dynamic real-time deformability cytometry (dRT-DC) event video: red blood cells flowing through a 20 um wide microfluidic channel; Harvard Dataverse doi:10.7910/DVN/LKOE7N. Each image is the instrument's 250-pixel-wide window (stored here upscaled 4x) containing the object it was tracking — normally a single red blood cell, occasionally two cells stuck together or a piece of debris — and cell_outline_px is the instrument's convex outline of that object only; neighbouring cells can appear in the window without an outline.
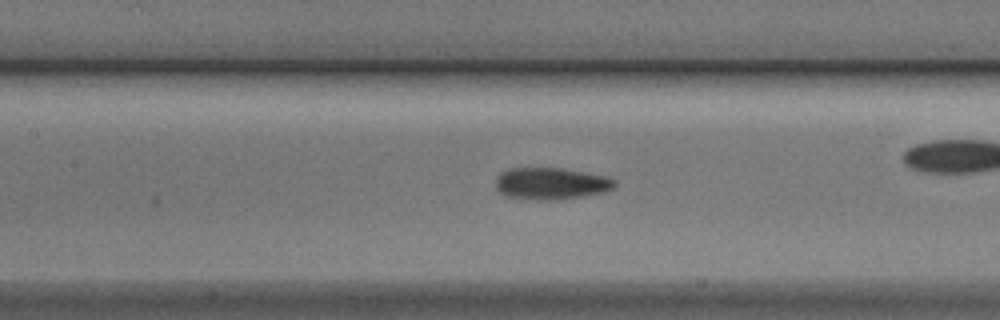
{"species": "Egyptian fruit bat (a non-hibernating species)", "species_latin": "Rousettus aegyptiacus", "temperature_condition": "cold", "stored_images_in_passage": 54, "camera_frame_rate_fps": 3000, "um_per_image_px": 0.085, "animal": {"sex": "male"}, "frame": {"image": 1, "passage_image": 24, "time_ms": 7.667, "image_size_px": [1000, 320], "cell_outline_px": [[616, 184], [612, 188], [604, 192], [584, 196], [560, 200], [532, 200], [504, 196], [496, 188], [496, 176], [500, 172], [508, 168], [564, 168], [608, 176], [616, 180]], "centroid_in_image_um": [46.83, 15.6], "position_along_channel_um": 160.6, "area_um2": 22.54}}